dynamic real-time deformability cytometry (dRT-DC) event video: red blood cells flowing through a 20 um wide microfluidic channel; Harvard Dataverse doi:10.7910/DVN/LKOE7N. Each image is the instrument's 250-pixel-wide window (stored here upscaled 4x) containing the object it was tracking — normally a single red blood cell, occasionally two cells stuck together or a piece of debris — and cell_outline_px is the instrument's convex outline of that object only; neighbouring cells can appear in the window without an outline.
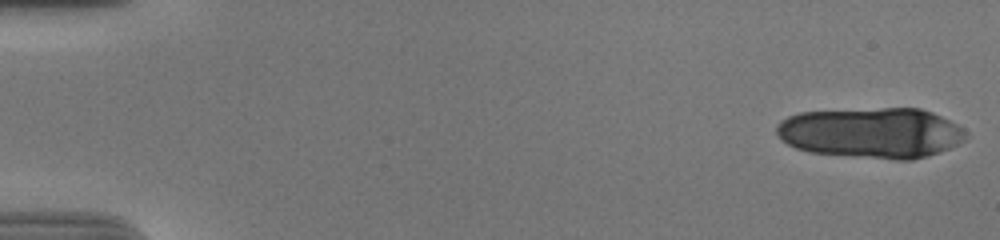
{"species": "human", "species_latin": "Homo sapiens", "temperature_condition": "cold", "stored_images_in_passage": 17, "camera_frame_rate_fps": 3000, "um_per_image_px": 0.085, "donor": {"sex": "male"}, "frame": {"image": 1, "passage_image": 1, "time_ms": 0.0, "image_size_px": [1000, 240], "cell_outline_px": [[968, 136], [964, 140], [948, 148], [928, 156], [912, 160], [896, 160], [812, 152], [796, 148], [788, 144], [776, 132], [776, 124], [780, 120], [788, 116], [800, 112], [884, 108], [920, 108], [932, 112], [964, 128]], "centroid_in_image_um": [74.08, 11.28], "position_along_channel_um": 10.9, "area_um2": 55.6}}